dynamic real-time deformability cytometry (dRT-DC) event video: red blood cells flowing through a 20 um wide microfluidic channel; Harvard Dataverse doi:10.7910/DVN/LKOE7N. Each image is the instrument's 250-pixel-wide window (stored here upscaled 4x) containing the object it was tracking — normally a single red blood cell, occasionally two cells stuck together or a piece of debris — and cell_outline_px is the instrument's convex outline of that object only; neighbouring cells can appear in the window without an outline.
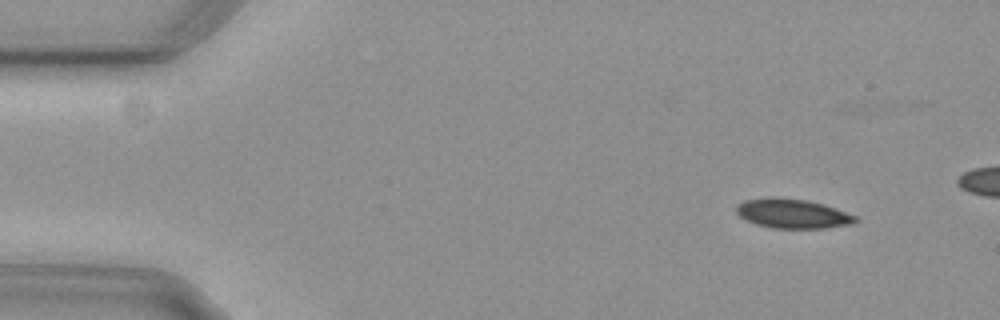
{"species": "common noctule bat (a hibernating species)", "species_latin": "Nyctalus noctula", "temperature_condition": "cold", "stored_images_in_passage": 4, "camera_frame_rate_fps": 3000, "um_per_image_px": 0.085, "animal": {"sex": "female", "body_mass_g": 29.2, "forearm_length_mm": 56.3}, "frame": {"image": 1, "passage_image": 1, "time_ms": 0.0, "image_size_px": [1000, 320], "cell_outline_px": [[860, 220], [852, 224], [824, 228], [772, 228], [756, 224], [744, 220], [736, 212], [736, 204], [744, 200], [772, 196], [776, 196], [804, 200], [820, 204], [856, 216]], "centroid_in_image_um": [67.3, 18.16], "position_along_channel_um": 17.7, "area_um2": 20.35}}